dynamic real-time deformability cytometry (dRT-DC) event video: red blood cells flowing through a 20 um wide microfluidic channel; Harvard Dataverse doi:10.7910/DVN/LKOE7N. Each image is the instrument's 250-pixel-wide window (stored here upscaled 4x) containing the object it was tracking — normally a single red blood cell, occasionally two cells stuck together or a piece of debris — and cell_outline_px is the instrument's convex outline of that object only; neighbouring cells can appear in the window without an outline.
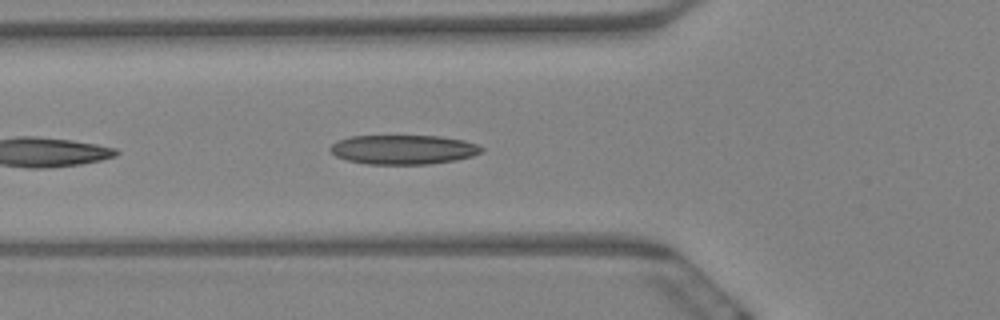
{"species": "Egyptian fruit bat (a non-hibernating species)", "species_latin": "Rousettus aegyptiacus", "temperature_condition": "warm", "stored_images_in_passage": 5, "camera_frame_rate_fps": 3000, "um_per_image_px": 0.085, "animal": {"sex": "female"}, "frame": {"image": 1, "passage_image": 5, "time_ms": 1.333, "image_size_px": [1000, 320], "cell_outline_px": [[484, 152], [472, 156], [456, 160], [428, 164], [368, 164], [348, 160], [336, 156], [328, 152], [328, 148], [336, 140], [348, 136], [440, 136], [464, 140], [476, 144], [484, 148]], "centroid_in_image_um": [34.26, 12.71], "position_along_channel_um": 91.5, "area_um2": 26.13}}